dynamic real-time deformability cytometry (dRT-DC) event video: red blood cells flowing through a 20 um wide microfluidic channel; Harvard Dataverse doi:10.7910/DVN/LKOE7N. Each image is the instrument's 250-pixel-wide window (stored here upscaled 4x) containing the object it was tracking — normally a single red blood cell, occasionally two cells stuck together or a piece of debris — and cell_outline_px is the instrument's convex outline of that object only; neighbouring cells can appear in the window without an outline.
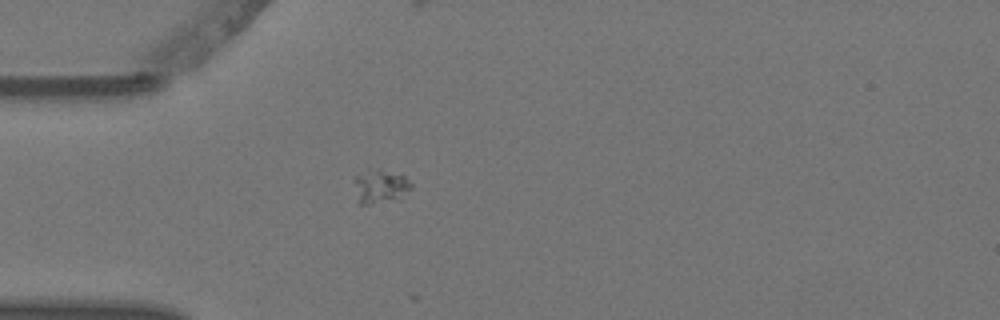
{"species": "Egyptian fruit bat (a non-hibernating species)", "species_latin": "Rousettus aegyptiacus", "temperature_condition": "warm", "stored_images_in_passage": 3, "camera_frame_rate_fps": 3000, "um_per_image_px": 0.085, "animal": {"sex": "female"}, "frame": {"image": 1, "passage_image": 2, "time_ms": 0.333, "image_size_px": [1000, 320], "cell_outline_px": [[412, 188], [400, 200], [368, 204], [360, 204], [352, 180], [356, 176], [380, 168], [404, 176], [412, 184]], "centroid_in_image_um": [32.37, 15.87], "position_along_channel_um": 52.6, "area_um2": 11.21}}